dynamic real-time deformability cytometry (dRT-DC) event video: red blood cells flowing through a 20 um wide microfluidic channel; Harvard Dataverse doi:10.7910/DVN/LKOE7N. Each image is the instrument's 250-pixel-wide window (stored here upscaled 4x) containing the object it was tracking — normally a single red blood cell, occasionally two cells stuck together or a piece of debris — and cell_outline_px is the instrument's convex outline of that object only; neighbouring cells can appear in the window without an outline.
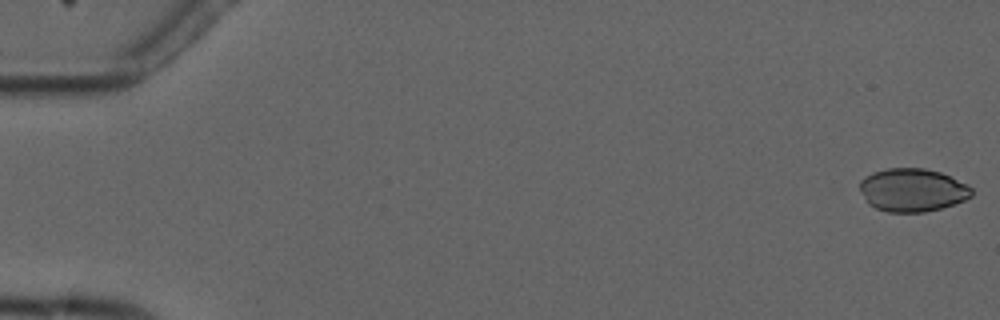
{"species": "common noctule bat (a hibernating species)", "species_latin": "Nyctalus noctula", "temperature_condition": "cold", "stored_images_in_passage": 4, "camera_frame_rate_fps": 3000, "um_per_image_px": 0.085, "animal": {"sex": "male", "forearm_length_mm": 52.5}, "frame": {"image": 1, "passage_image": 1, "time_ms": 0.0, "image_size_px": [1000, 320], "cell_outline_px": [[972, 196], [964, 200], [940, 208], [924, 212], [888, 212], [876, 208], [868, 204], [860, 188], [860, 180], [864, 176], [872, 172], [888, 168], [924, 168], [940, 172], [968, 184], [972, 188]], "centroid_in_image_um": [77.55, 16.14], "position_along_channel_um": 7.5, "area_um2": 28.09}}